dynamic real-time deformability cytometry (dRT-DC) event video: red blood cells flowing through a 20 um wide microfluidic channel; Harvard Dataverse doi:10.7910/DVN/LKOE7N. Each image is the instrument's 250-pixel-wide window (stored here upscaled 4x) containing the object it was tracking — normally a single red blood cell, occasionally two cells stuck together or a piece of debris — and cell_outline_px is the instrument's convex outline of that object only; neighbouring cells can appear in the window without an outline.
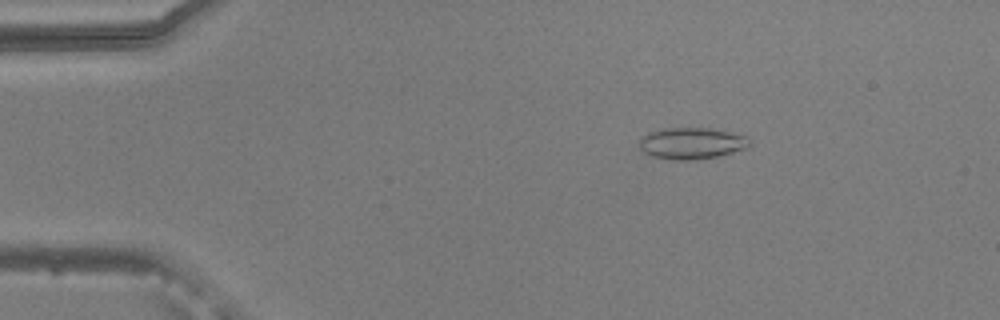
{"species": "common noctule bat (a hibernating species)", "species_latin": "Nyctalus noctula", "temperature_condition": "warm", "stored_images_in_passage": 53, "camera_frame_rate_fps": 3000, "um_per_image_px": 0.085, "animal": {"sex": "male", "body_mass_g": 20.5, "forearm_length_mm": 52.5}, "frame": {"image": 1, "passage_image": 9, "time_ms": 2.667, "image_size_px": [1000, 320], "cell_outline_px": [[752, 144], [748, 148], [716, 156], [696, 160], [668, 160], [652, 156], [644, 152], [640, 148], [640, 136], [648, 132], [664, 128], [712, 128], [748, 136]], "centroid_in_image_um": [58.79, 12.18], "position_along_channel_um": 26.2, "area_um2": 20.52}}
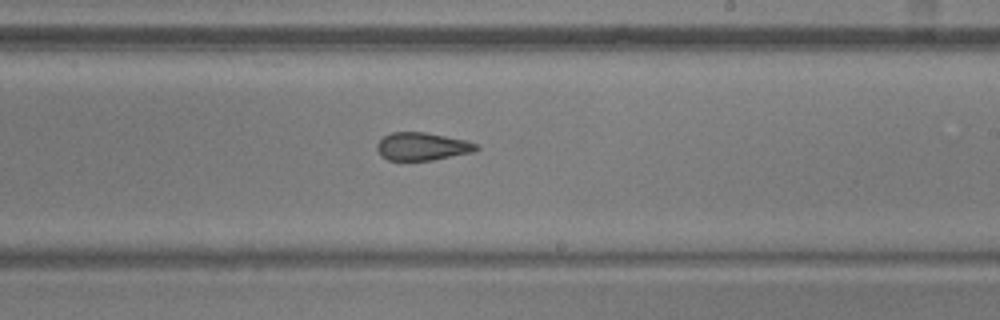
{"frame": {"image": 2, "passage_image": 32, "time_ms": 10.333, "image_size_px": [1000, 320], "cell_outline_px": [[480, 148], [472, 152], [432, 160], [388, 160], [380, 156], [376, 148], [376, 144], [384, 136], [392, 132], [424, 132], [464, 140], [476, 144]], "centroid_in_image_um": [35.83, 12.45], "position_along_channel_um": 253.2, "area_um2": 15.95}}
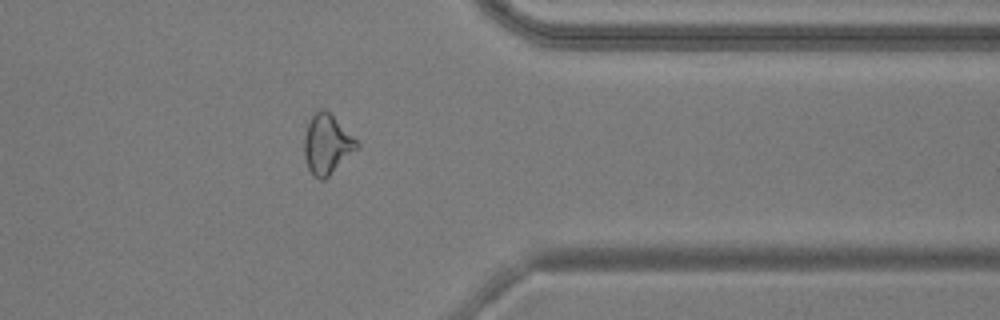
{"frame": {"image": 3, "passage_image": 43, "time_ms": 14.0, "image_size_px": [1000, 320], "cell_outline_px": [[360, 144], [324, 180], [320, 180], [312, 176], [308, 168], [304, 156], [304, 136], [308, 124], [312, 116], [320, 108], [324, 108]], "centroid_in_image_um": [27.74, 12.28], "position_along_channel_um": 383.7, "area_um2": 17.69}, "authors_computed_cell_mechanics": {"area_um2": 18.3804, "velocity_mm_per_s": 3.8292, "shape_relaxation_time_tau1_ms": null, "shape_relaxation_time_tau2_ms": 2.3839, "deformation_change_tau1": null, "deformation_change_tau2": 0.1072}}